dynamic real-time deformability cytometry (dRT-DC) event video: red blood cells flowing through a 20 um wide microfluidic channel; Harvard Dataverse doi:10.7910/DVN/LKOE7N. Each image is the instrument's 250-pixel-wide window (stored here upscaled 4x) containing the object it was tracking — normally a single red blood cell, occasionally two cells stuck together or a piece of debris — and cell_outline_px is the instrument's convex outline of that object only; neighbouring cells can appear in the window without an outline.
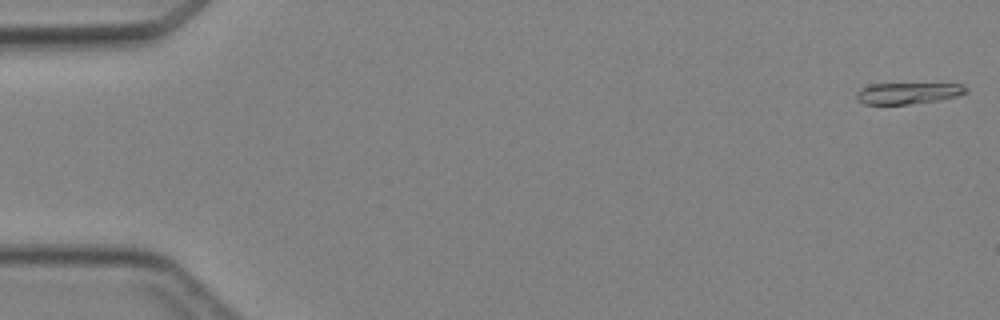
{"species": "Egyptian fruit bat (a non-hibernating species)", "species_latin": "Rousettus aegyptiacus", "temperature_condition": "cold", "stored_images_in_passage": 4, "camera_frame_rate_fps": 3000, "um_per_image_px": 0.085, "animal": {"sex": "female"}, "frame": {"image": 1, "passage_image": 1, "time_ms": 0.0, "image_size_px": [1000, 320], "cell_outline_px": [[968, 92], [960, 96], [940, 100], [908, 104], [864, 104], [856, 96], [856, 92], [860, 88], [872, 84], [964, 84], [968, 88]], "centroid_in_image_um": [77.24, 7.92], "position_along_channel_um": 7.8, "area_um2": 13.64}}
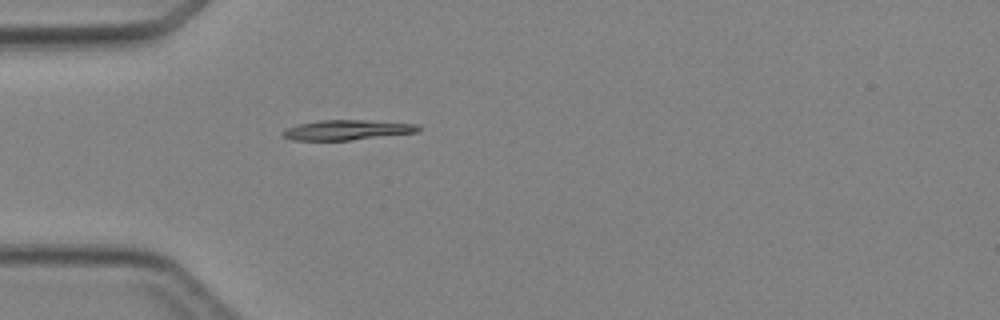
{"frame": {"image": 2, "passage_image": 4, "time_ms": 4.333, "image_size_px": [1000, 320], "cell_outline_px": [[420, 128], [416, 132], [348, 140], [292, 140], [284, 136], [280, 132], [288, 128], [300, 124], [320, 120], [364, 120], [420, 124]], "centroid_in_image_um": [29.49, 11.04], "position_along_channel_um": 55.5, "area_um2": 15.49}}